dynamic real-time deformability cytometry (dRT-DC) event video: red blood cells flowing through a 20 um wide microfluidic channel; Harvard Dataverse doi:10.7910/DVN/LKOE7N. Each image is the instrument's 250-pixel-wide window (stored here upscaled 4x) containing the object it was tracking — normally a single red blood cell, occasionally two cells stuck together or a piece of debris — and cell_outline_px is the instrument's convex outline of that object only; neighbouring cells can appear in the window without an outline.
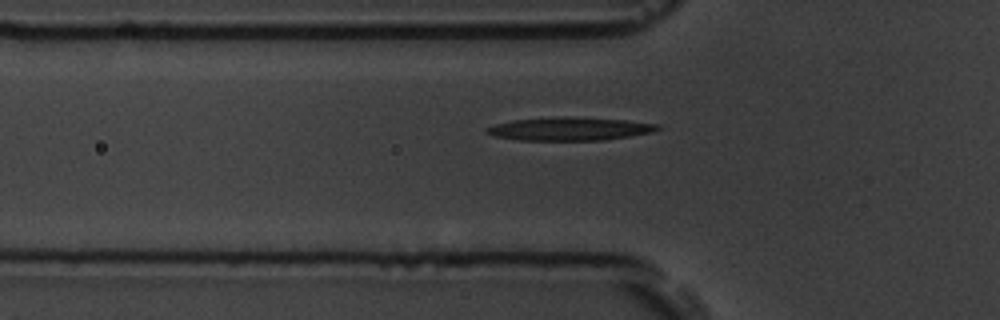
{"species": "common noctule bat (a hibernating species)", "species_latin": "Nyctalus noctula", "temperature_condition": "room temperature", "stored_images_in_passage": 40, "camera_frame_rate_fps": 3000, "um_per_image_px": 0.085, "animal": {"sex": "male", "body_mass_g": 19.5, "forearm_length_mm": 54.6}, "frame": {"image": 1, "passage_image": 7, "time_ms": 2.0, "image_size_px": [1000, 320], "cell_outline_px": [[660, 128], [652, 132], [604, 140], [516, 140], [492, 136], [484, 132], [484, 128], [496, 124], [512, 120], [552, 116], [572, 116], [628, 120], [660, 124]], "centroid_in_image_um": [48.37, 10.94], "position_along_channel_um": 77.4, "area_um2": 23.52}}
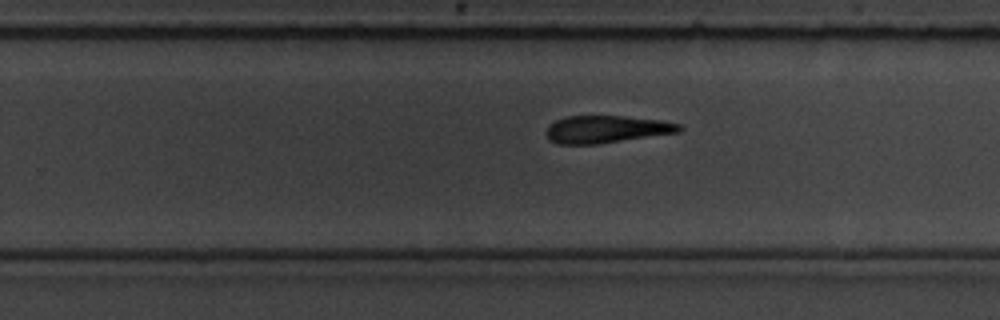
{"frame": {"image": 2, "passage_image": 24, "time_ms": 7.667, "image_size_px": [1000, 320], "cell_outline_px": [[684, 128], [680, 132], [600, 144], [556, 144], [548, 140], [544, 132], [556, 120], [564, 116], [624, 116], [660, 120], [680, 124]], "centroid_in_image_um": [51.54, 11.0], "position_along_channel_um": 278.3, "area_um2": 21.44}}
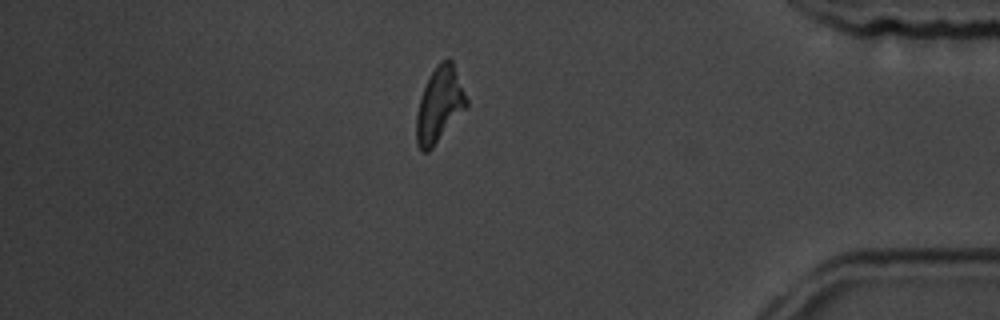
{"frame": {"image": 3, "passage_image": 37, "time_ms": 12.0, "image_size_px": [1000, 320], "cell_outline_px": [[468, 108], [432, 148], [428, 152], [420, 152], [416, 144], [416, 116], [420, 100], [424, 88], [436, 64], [440, 60], [452, 60], [468, 100]], "centroid_in_image_um": [37.36, 8.95], "position_along_channel_um": 397.8, "area_um2": 22.02}, "authors_computed_cell_mechanics": {"area_um2": 22.2241, "velocity_mm_per_s": 3.5372, "shape_relaxation_time_tau1_ms": 3.4812, "shape_relaxation_time_tau2_ms": 5.541, "deformation_change_tau1": 0.1646, "deformation_change_tau2": 0.1652}}